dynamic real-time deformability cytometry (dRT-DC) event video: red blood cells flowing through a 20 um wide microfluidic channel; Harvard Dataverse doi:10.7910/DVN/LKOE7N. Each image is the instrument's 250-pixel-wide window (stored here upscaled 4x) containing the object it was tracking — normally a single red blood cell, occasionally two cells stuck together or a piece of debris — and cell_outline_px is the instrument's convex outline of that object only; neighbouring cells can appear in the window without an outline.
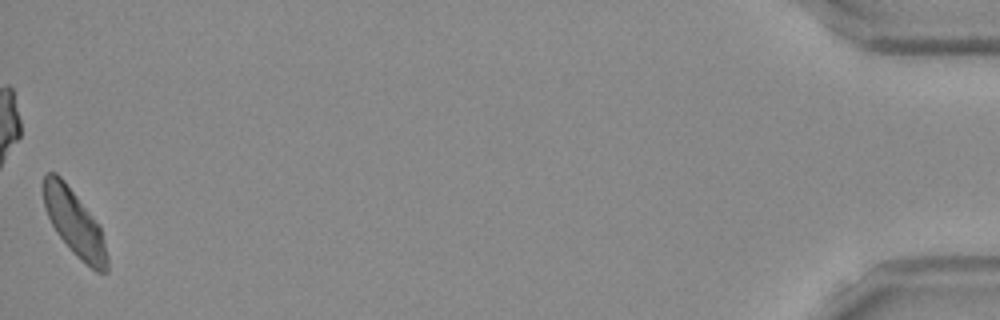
{"species": "Egyptian fruit bat (a non-hibernating species)", "species_latin": "Rousettus aegyptiacus", "temperature_condition": "room temperature", "stored_images_in_passage": 45, "camera_frame_rate_fps": 3000, "um_per_image_px": 0.085, "frame": {"image": 1, "passage_image": 45, "time_ms": 14.667, "image_size_px": [1000, 320], "cell_outline_px": [[108, 272], [96, 272], [76, 256], [72, 252], [56, 232], [44, 208], [40, 184], [44, 176], [48, 172], [56, 172], [64, 180], [100, 224], [108, 256]], "centroid_in_image_um": [6.31, 18.91], "position_along_channel_um": 428.9, "area_um2": 25.03}}